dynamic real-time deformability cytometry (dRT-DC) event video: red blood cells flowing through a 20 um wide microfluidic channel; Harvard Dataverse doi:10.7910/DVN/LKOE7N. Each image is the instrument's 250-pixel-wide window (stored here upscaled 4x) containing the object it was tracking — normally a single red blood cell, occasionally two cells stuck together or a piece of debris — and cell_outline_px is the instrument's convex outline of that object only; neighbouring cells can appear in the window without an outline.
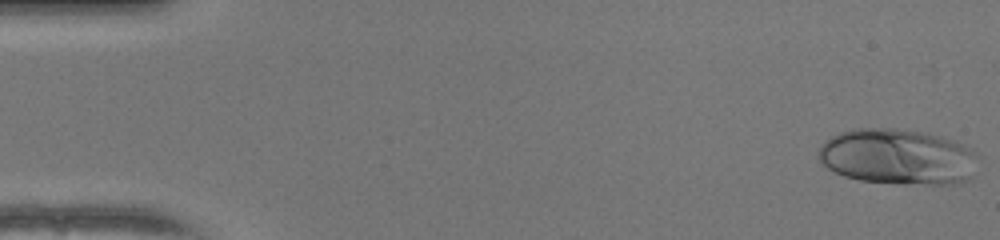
{"species": "human", "species_latin": "Homo sapiens", "temperature_condition": "warm", "stored_images_in_passage": 50, "camera_frame_rate_fps": 3000, "um_per_image_px": 0.085, "donor": {"sex": "female"}, "frame": {"image": 1, "passage_image": 1, "time_ms": 0.0, "image_size_px": [1000, 240], "cell_outline_px": [[980, 156], [972, 176], [968, 180], [960, 184], [904, 184], [860, 180], [844, 176], [832, 172], [816, 156], [816, 152], [820, 144], [832, 136], [840, 132], [856, 128], [896, 128], [924, 132], [956, 140], [972, 148]], "centroid_in_image_um": [76.34, 13.32], "position_along_channel_um": 8.7, "area_um2": 52.83}}
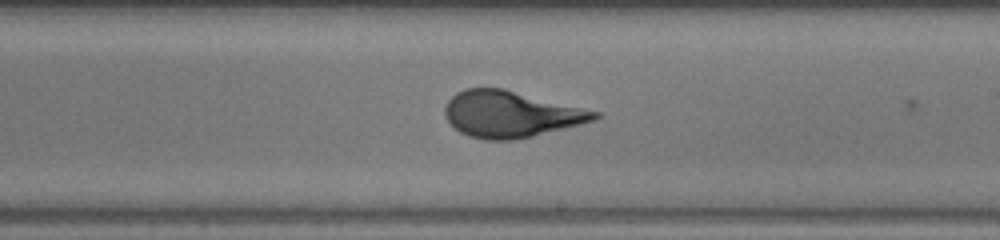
{"frame": {"image": 2, "passage_image": 29, "time_ms": 9.333, "image_size_px": [1000, 240], "cell_outline_px": [[600, 116], [596, 120], [516, 140], [484, 140], [468, 136], [460, 132], [444, 116], [444, 108], [448, 100], [456, 92], [468, 88], [504, 88], [600, 112]], "centroid_in_image_um": [43.4, 9.7], "position_along_channel_um": 245.6, "area_um2": 40.34}}
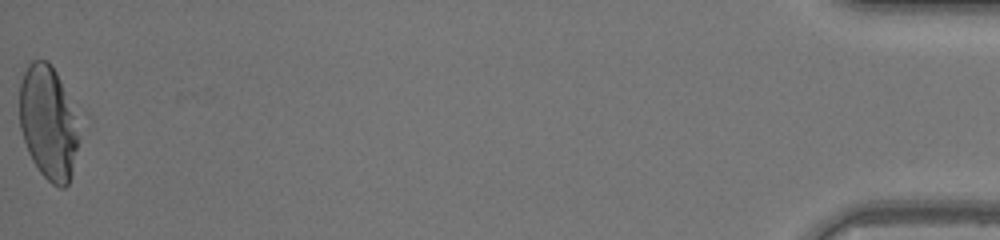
{"frame": {"image": 3, "passage_image": 50, "time_ms": 16.333, "image_size_px": [1000, 240], "cell_outline_px": [[76, 148], [72, 172], [68, 184], [64, 188], [60, 188], [52, 184], [40, 172], [32, 160], [28, 152], [20, 128], [20, 80], [28, 64], [32, 60], [48, 60], [56, 72], [60, 80], [72, 112], [76, 136]], "centroid_in_image_um": [4.03, 10.43], "position_along_channel_um": 431.2, "area_um2": 38.15}, "authors_computed_cell_mechanics": {"area_um2": 40.3155, "velocity_mm_per_s": 4.1281, "shape_relaxation_time_tau1_ms": 8.24, "shape_relaxation_time_tau2_ms": null, "deformation_change_tau1": 0.3289, "deformation_change_tau2": null}}